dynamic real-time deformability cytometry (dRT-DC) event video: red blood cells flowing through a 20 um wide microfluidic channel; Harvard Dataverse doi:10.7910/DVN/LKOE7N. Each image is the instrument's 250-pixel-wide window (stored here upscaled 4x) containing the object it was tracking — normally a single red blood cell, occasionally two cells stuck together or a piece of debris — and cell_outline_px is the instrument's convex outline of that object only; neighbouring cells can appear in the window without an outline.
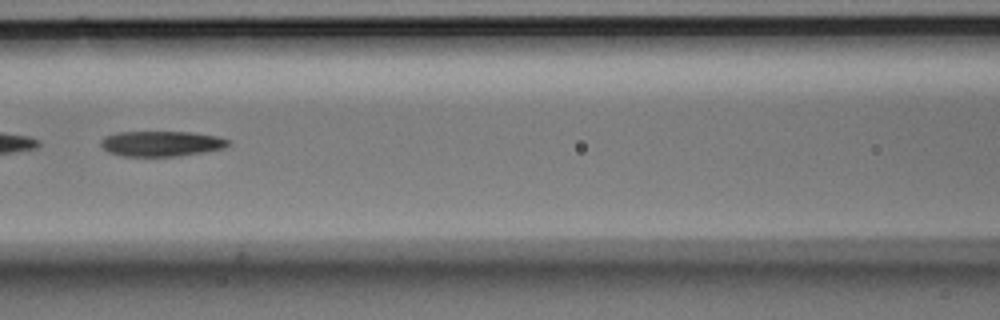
{"species": "Egyptian fruit bat (a non-hibernating species)", "species_latin": "Rousettus aegyptiacus", "temperature_condition": "room temperature", "stored_images_in_passage": 9, "segment_of_instrument_passage": [2, 2], "camera_frame_rate_fps": 3000, "um_per_image_px": 0.085, "animal": {"sex": "male"}, "frame": {"image": 1, "passage_image": 6, "time_ms": 1.667, "image_size_px": [1000, 320], "cell_outline_px": [[228, 144], [224, 148], [200, 152], [172, 156], [124, 156], [108, 152], [100, 144], [100, 140], [104, 136], [116, 132], [192, 132], [216, 136], [228, 140]], "centroid_in_image_um": [13.64, 12.19], "position_along_channel_um": 153.0, "area_um2": 18.55}}
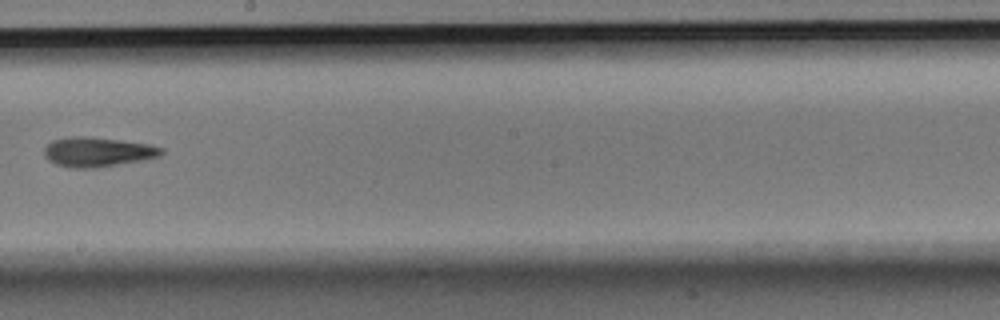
{"frame": {"image": 2, "passage_image": 8, "time_ms": 2.333, "image_size_px": [1000, 320], "cell_outline_px": [[164, 152], [160, 156], [144, 160], [96, 168], [72, 168], [56, 164], [48, 160], [44, 156], [44, 148], [52, 140], [72, 136], [92, 136], [148, 144], [164, 148]], "centroid_in_image_um": [8.3, 12.91], "position_along_channel_um": 239.9, "area_um2": 20.4}}
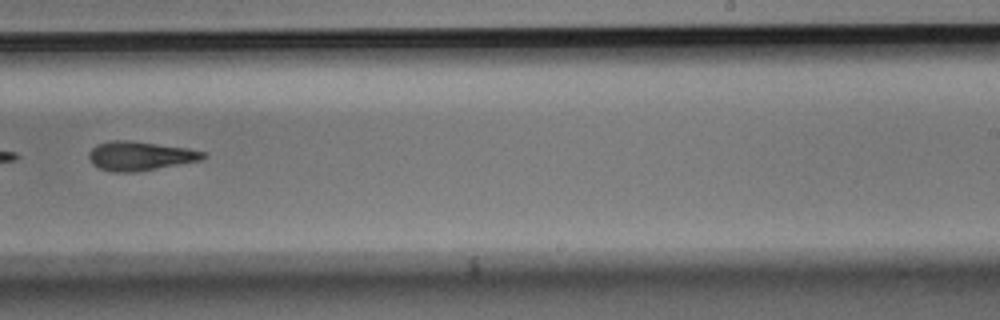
{"frame": {"image": 3, "passage_image": 9, "time_ms": 2.667, "image_size_px": [1000, 320], "cell_outline_px": [[208, 156], [200, 160], [156, 168], [132, 172], [112, 172], [100, 168], [92, 164], [88, 160], [88, 152], [96, 144], [112, 140], [128, 140], [188, 148], [204, 152]], "centroid_in_image_um": [11.85, 13.24], "position_along_channel_um": 277.2, "area_um2": 19.25}}